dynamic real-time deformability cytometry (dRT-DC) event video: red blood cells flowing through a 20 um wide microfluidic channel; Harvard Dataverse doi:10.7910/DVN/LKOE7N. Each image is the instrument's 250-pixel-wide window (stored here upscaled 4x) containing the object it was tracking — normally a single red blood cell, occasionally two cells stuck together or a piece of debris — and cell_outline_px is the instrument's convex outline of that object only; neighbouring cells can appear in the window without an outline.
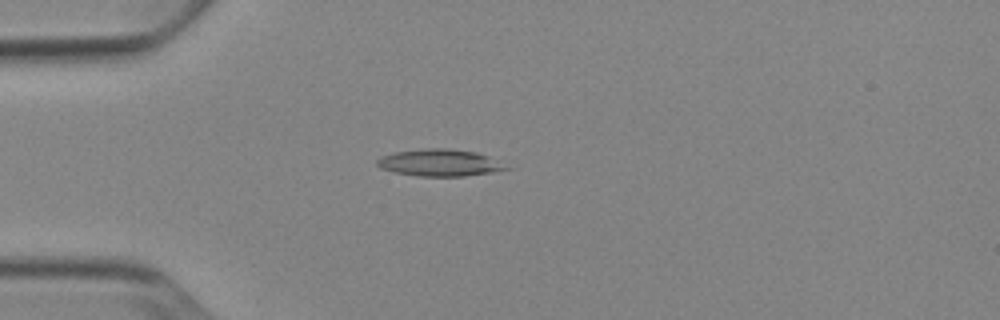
{"species": "Egyptian fruit bat (a non-hibernating species)", "species_latin": "Rousettus aegyptiacus", "temperature_condition": "cold", "stored_images_in_passage": 41, "camera_frame_rate_fps": 3000, "um_per_image_px": 0.085, "animal": {"sex": "female"}, "frame": {"image": 1, "passage_image": 3, "time_ms": 0.667, "image_size_px": [1000, 320], "cell_outline_px": [[516, 168], [492, 172], [464, 176], [416, 176], [396, 172], [380, 168], [376, 164], [376, 160], [380, 156], [396, 152], [428, 148], [448, 148], [476, 152], [488, 156]], "centroid_in_image_um": [37.42, 13.83], "position_along_channel_um": 47.6, "area_um2": 20.4}}
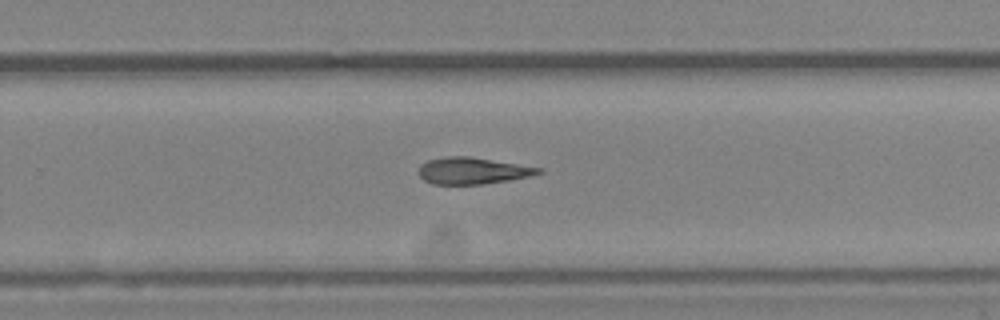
{"frame": {"image": 2, "passage_image": 23, "time_ms": 7.333, "image_size_px": [1000, 320], "cell_outline_px": [[544, 172], [528, 176], [508, 180], [480, 184], [432, 184], [424, 180], [416, 172], [420, 164], [428, 160], [444, 156], [468, 156], [544, 168]], "centroid_in_image_um": [40.13, 14.5], "position_along_channel_um": 289.7, "area_um2": 18.67}}
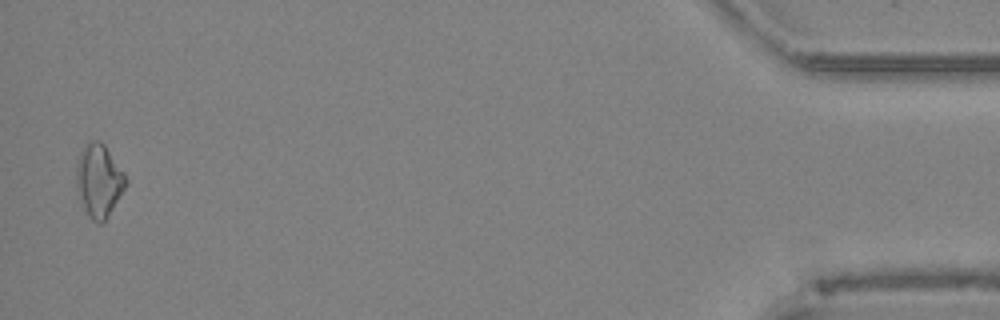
{"frame": {"image": 3, "passage_image": 40, "time_ms": 13.0, "image_size_px": [1000, 320], "cell_outline_px": [[128, 184], [104, 220], [100, 224], [92, 220], [88, 216], [80, 200], [76, 188], [76, 168], [80, 152], [84, 144], [96, 140], [100, 140], [104, 144], [124, 172], [128, 180]], "centroid_in_image_um": [8.4, 15.33], "position_along_channel_um": 426.8, "area_um2": 20.92}}